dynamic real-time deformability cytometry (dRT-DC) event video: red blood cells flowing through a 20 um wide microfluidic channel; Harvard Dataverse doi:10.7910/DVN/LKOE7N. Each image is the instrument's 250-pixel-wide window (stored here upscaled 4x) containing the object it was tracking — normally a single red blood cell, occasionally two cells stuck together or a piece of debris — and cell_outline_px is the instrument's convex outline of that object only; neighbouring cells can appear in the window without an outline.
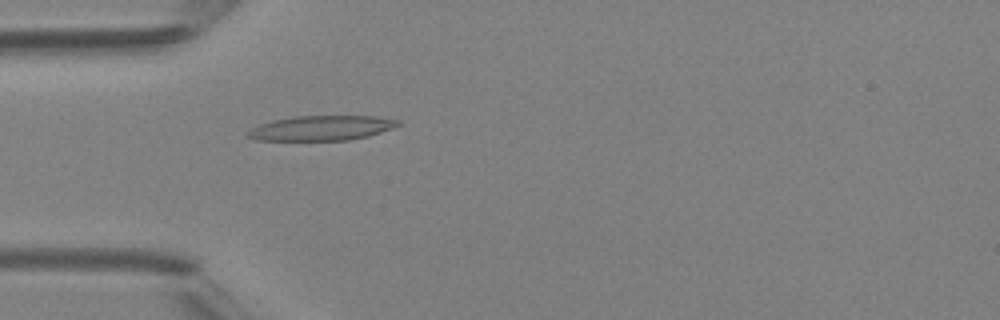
{"species": "Egyptian fruit bat (a non-hibernating species)", "species_latin": "Rousettus aegyptiacus", "temperature_condition": "room temperature", "stored_images_in_passage": 5, "camera_frame_rate_fps": 3000, "um_per_image_px": 0.085, "animal": {"sex": "female"}, "frame": {"image": 1, "passage_image": 5, "time_ms": 4.333, "image_size_px": [1000, 320], "cell_outline_px": [[400, 124], [392, 128], [368, 136], [348, 140], [256, 140], [244, 136], [244, 132], [260, 124], [272, 120], [296, 116], [376, 116], [400, 120]], "centroid_in_image_um": [27.28, 10.88], "position_along_channel_um": 57.7, "area_um2": 21.79}}